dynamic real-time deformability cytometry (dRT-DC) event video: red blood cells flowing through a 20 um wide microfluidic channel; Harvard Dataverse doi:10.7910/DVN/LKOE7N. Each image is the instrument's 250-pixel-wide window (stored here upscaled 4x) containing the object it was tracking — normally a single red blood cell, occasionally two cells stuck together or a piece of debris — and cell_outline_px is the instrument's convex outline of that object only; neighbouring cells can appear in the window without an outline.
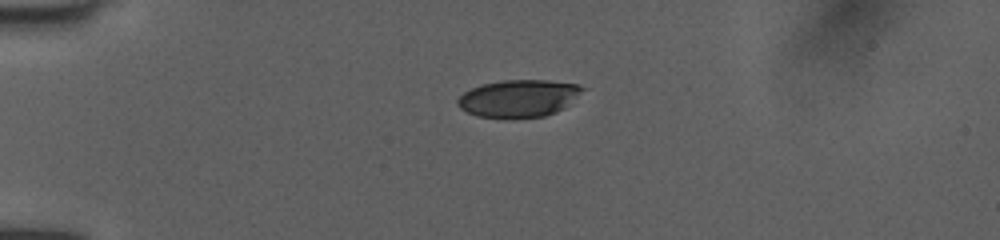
{"species": "human", "species_latin": "Homo sapiens", "temperature_condition": "room temperature", "stored_images_in_passage": 29, "camera_frame_rate_fps": 3000, "um_per_image_px": 0.085, "donor": {"sex": "female"}, "frame": {"image": 1, "passage_image": 1, "time_ms": 0.0, "image_size_px": [1000, 240], "cell_outline_px": [[584, 88], [556, 112], [544, 116], [476, 116], [460, 108], [456, 104], [456, 100], [464, 92], [472, 88], [484, 84], [500, 80], [548, 80], [576, 84]], "centroid_in_image_um": [44.0, 8.33], "position_along_channel_um": 41.0, "area_um2": 26.13}}
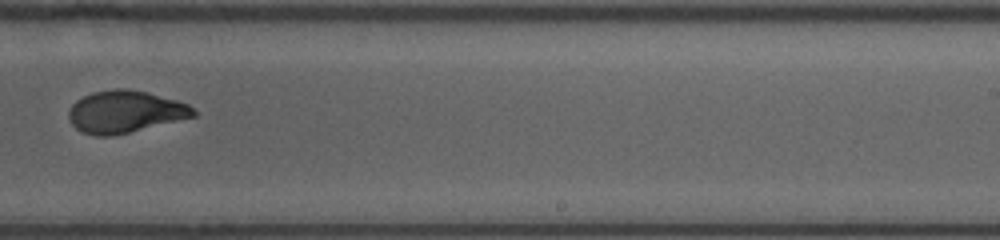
{"frame": {"image": 2, "passage_image": 16, "time_ms": 5.0, "image_size_px": [1000, 240], "cell_outline_px": [[196, 116], [128, 132], [108, 136], [96, 136], [84, 132], [76, 128], [72, 124], [68, 116], [68, 112], [72, 104], [76, 100], [92, 92], [116, 88], [128, 88], [148, 92], [176, 100], [188, 104], [196, 112]], "centroid_in_image_um": [10.61, 9.48], "position_along_channel_um": 278.4, "area_um2": 30.4}}
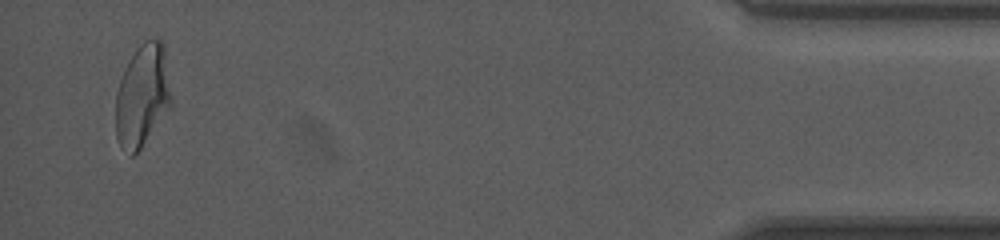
{"frame": {"image": 3, "passage_image": 29, "time_ms": 9.333, "image_size_px": [1000, 240], "cell_outline_px": [[172, 104], [140, 148], [132, 156], [120, 144], [116, 136], [116, 92], [124, 68], [128, 60], [136, 48], [144, 40], [160, 40], [164, 44], [172, 96]], "centroid_in_image_um": [12.11, 8.07], "position_along_channel_um": 423.1, "area_um2": 32.95}}